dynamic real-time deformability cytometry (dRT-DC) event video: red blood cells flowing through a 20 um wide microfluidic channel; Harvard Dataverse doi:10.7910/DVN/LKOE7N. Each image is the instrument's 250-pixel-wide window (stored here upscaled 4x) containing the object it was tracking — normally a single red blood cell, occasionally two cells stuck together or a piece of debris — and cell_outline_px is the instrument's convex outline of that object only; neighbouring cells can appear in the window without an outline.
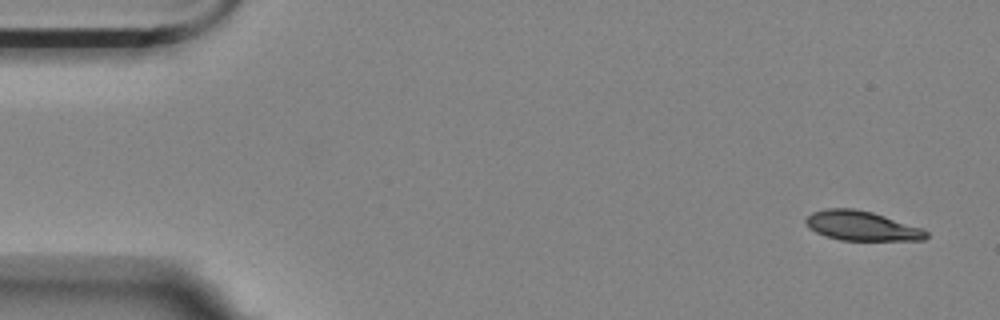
{"species": "Egyptian fruit bat (a non-hibernating species)", "species_latin": "Rousettus aegyptiacus", "temperature_condition": "room temperature", "stored_images_in_passage": 5, "camera_frame_rate_fps": 3000, "um_per_image_px": 0.085, "animal": {"sex": "female"}, "frame": {"image": 1, "passage_image": 1, "time_ms": 0.0, "image_size_px": [1000, 320], "cell_outline_px": [[928, 236], [924, 240], [840, 240], [824, 236], [808, 228], [804, 220], [812, 212], [824, 208], [852, 208], [872, 212], [920, 228], [928, 232]], "centroid_in_image_um": [73.18, 19.2], "position_along_channel_um": 11.8, "area_um2": 20.63}}